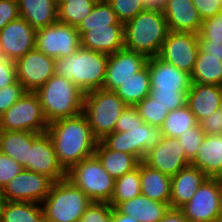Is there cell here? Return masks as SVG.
<instances>
[{"label":"cell","instance_id":"1","mask_svg":"<svg viewBox=\"0 0 222 222\" xmlns=\"http://www.w3.org/2000/svg\"><path fill=\"white\" fill-rule=\"evenodd\" d=\"M46 132L54 145L57 160L66 172L94 155L98 140L93 136L83 113L49 123Z\"/></svg>","mask_w":222,"mask_h":222},{"label":"cell","instance_id":"2","mask_svg":"<svg viewBox=\"0 0 222 222\" xmlns=\"http://www.w3.org/2000/svg\"><path fill=\"white\" fill-rule=\"evenodd\" d=\"M109 55L79 47L71 55L55 58V74L65 77L83 92L103 88Z\"/></svg>","mask_w":222,"mask_h":222},{"label":"cell","instance_id":"3","mask_svg":"<svg viewBox=\"0 0 222 222\" xmlns=\"http://www.w3.org/2000/svg\"><path fill=\"white\" fill-rule=\"evenodd\" d=\"M124 25V48L145 55L158 56L169 31L160 9L146 8Z\"/></svg>","mask_w":222,"mask_h":222},{"label":"cell","instance_id":"4","mask_svg":"<svg viewBox=\"0 0 222 222\" xmlns=\"http://www.w3.org/2000/svg\"><path fill=\"white\" fill-rule=\"evenodd\" d=\"M35 93L48 123L82 113L85 93L65 77L54 74Z\"/></svg>","mask_w":222,"mask_h":222},{"label":"cell","instance_id":"5","mask_svg":"<svg viewBox=\"0 0 222 222\" xmlns=\"http://www.w3.org/2000/svg\"><path fill=\"white\" fill-rule=\"evenodd\" d=\"M92 200L69 179L53 182L41 203L45 222H78Z\"/></svg>","mask_w":222,"mask_h":222},{"label":"cell","instance_id":"6","mask_svg":"<svg viewBox=\"0 0 222 222\" xmlns=\"http://www.w3.org/2000/svg\"><path fill=\"white\" fill-rule=\"evenodd\" d=\"M127 106L114 91L101 88L85 93L82 113L93 136L101 141L114 132L116 121Z\"/></svg>","mask_w":222,"mask_h":222},{"label":"cell","instance_id":"7","mask_svg":"<svg viewBox=\"0 0 222 222\" xmlns=\"http://www.w3.org/2000/svg\"><path fill=\"white\" fill-rule=\"evenodd\" d=\"M66 178L92 201L110 202L115 179L103 168L101 161L95 154L72 166L66 172Z\"/></svg>","mask_w":222,"mask_h":222},{"label":"cell","instance_id":"8","mask_svg":"<svg viewBox=\"0 0 222 222\" xmlns=\"http://www.w3.org/2000/svg\"><path fill=\"white\" fill-rule=\"evenodd\" d=\"M40 100L35 92L26 91L0 116V131L45 133L48 128Z\"/></svg>","mask_w":222,"mask_h":222},{"label":"cell","instance_id":"9","mask_svg":"<svg viewBox=\"0 0 222 222\" xmlns=\"http://www.w3.org/2000/svg\"><path fill=\"white\" fill-rule=\"evenodd\" d=\"M163 138L161 127L144 122L125 132L114 131L106 135L101 142L109 149L132 154L143 161L147 152L158 145Z\"/></svg>","mask_w":222,"mask_h":222},{"label":"cell","instance_id":"10","mask_svg":"<svg viewBox=\"0 0 222 222\" xmlns=\"http://www.w3.org/2000/svg\"><path fill=\"white\" fill-rule=\"evenodd\" d=\"M80 46L77 28L66 23L56 21L36 30L35 47L54 59L71 55Z\"/></svg>","mask_w":222,"mask_h":222},{"label":"cell","instance_id":"11","mask_svg":"<svg viewBox=\"0 0 222 222\" xmlns=\"http://www.w3.org/2000/svg\"><path fill=\"white\" fill-rule=\"evenodd\" d=\"M188 222H216L222 214L219 178H207L181 208Z\"/></svg>","mask_w":222,"mask_h":222},{"label":"cell","instance_id":"12","mask_svg":"<svg viewBox=\"0 0 222 222\" xmlns=\"http://www.w3.org/2000/svg\"><path fill=\"white\" fill-rule=\"evenodd\" d=\"M198 50V34L169 30L158 57L191 75Z\"/></svg>","mask_w":222,"mask_h":222},{"label":"cell","instance_id":"13","mask_svg":"<svg viewBox=\"0 0 222 222\" xmlns=\"http://www.w3.org/2000/svg\"><path fill=\"white\" fill-rule=\"evenodd\" d=\"M53 180L48 176L23 169L1 190L4 201H21L41 204L49 194Z\"/></svg>","mask_w":222,"mask_h":222},{"label":"cell","instance_id":"14","mask_svg":"<svg viewBox=\"0 0 222 222\" xmlns=\"http://www.w3.org/2000/svg\"><path fill=\"white\" fill-rule=\"evenodd\" d=\"M17 81L26 91L35 92L55 74V59L36 47L15 61Z\"/></svg>","mask_w":222,"mask_h":222},{"label":"cell","instance_id":"15","mask_svg":"<svg viewBox=\"0 0 222 222\" xmlns=\"http://www.w3.org/2000/svg\"><path fill=\"white\" fill-rule=\"evenodd\" d=\"M26 170L41 173L54 182L66 178V171L57 160L54 145L47 132L39 134L27 145Z\"/></svg>","mask_w":222,"mask_h":222},{"label":"cell","instance_id":"16","mask_svg":"<svg viewBox=\"0 0 222 222\" xmlns=\"http://www.w3.org/2000/svg\"><path fill=\"white\" fill-rule=\"evenodd\" d=\"M36 30L22 17L0 30V57L16 61L35 48Z\"/></svg>","mask_w":222,"mask_h":222},{"label":"cell","instance_id":"17","mask_svg":"<svg viewBox=\"0 0 222 222\" xmlns=\"http://www.w3.org/2000/svg\"><path fill=\"white\" fill-rule=\"evenodd\" d=\"M148 58L135 51L123 48L111 55L106 66L103 89L114 91L132 74L142 70L147 65Z\"/></svg>","mask_w":222,"mask_h":222},{"label":"cell","instance_id":"18","mask_svg":"<svg viewBox=\"0 0 222 222\" xmlns=\"http://www.w3.org/2000/svg\"><path fill=\"white\" fill-rule=\"evenodd\" d=\"M143 162L170 177L190 165L179 140L170 137H164L158 145L148 151Z\"/></svg>","mask_w":222,"mask_h":222},{"label":"cell","instance_id":"19","mask_svg":"<svg viewBox=\"0 0 222 222\" xmlns=\"http://www.w3.org/2000/svg\"><path fill=\"white\" fill-rule=\"evenodd\" d=\"M151 91H189L191 75L165 62L158 56L147 61Z\"/></svg>","mask_w":222,"mask_h":222},{"label":"cell","instance_id":"20","mask_svg":"<svg viewBox=\"0 0 222 222\" xmlns=\"http://www.w3.org/2000/svg\"><path fill=\"white\" fill-rule=\"evenodd\" d=\"M162 12L170 31L199 33L202 19L192 0H166Z\"/></svg>","mask_w":222,"mask_h":222},{"label":"cell","instance_id":"21","mask_svg":"<svg viewBox=\"0 0 222 222\" xmlns=\"http://www.w3.org/2000/svg\"><path fill=\"white\" fill-rule=\"evenodd\" d=\"M83 48L111 55L124 48V25L108 27H87L80 35Z\"/></svg>","mask_w":222,"mask_h":222},{"label":"cell","instance_id":"22","mask_svg":"<svg viewBox=\"0 0 222 222\" xmlns=\"http://www.w3.org/2000/svg\"><path fill=\"white\" fill-rule=\"evenodd\" d=\"M208 177L196 166L188 165L171 177L170 208L181 209Z\"/></svg>","mask_w":222,"mask_h":222},{"label":"cell","instance_id":"23","mask_svg":"<svg viewBox=\"0 0 222 222\" xmlns=\"http://www.w3.org/2000/svg\"><path fill=\"white\" fill-rule=\"evenodd\" d=\"M221 102L222 86L191 83L186 105L191 109L198 122L220 109Z\"/></svg>","mask_w":222,"mask_h":222},{"label":"cell","instance_id":"24","mask_svg":"<svg viewBox=\"0 0 222 222\" xmlns=\"http://www.w3.org/2000/svg\"><path fill=\"white\" fill-rule=\"evenodd\" d=\"M190 164L209 178L222 177V134L205 135Z\"/></svg>","mask_w":222,"mask_h":222},{"label":"cell","instance_id":"25","mask_svg":"<svg viewBox=\"0 0 222 222\" xmlns=\"http://www.w3.org/2000/svg\"><path fill=\"white\" fill-rule=\"evenodd\" d=\"M115 208L138 222H160L170 206L141 194L131 200L119 203Z\"/></svg>","mask_w":222,"mask_h":222},{"label":"cell","instance_id":"26","mask_svg":"<svg viewBox=\"0 0 222 222\" xmlns=\"http://www.w3.org/2000/svg\"><path fill=\"white\" fill-rule=\"evenodd\" d=\"M18 7L19 16L24 18L35 30L58 21L56 0H18Z\"/></svg>","mask_w":222,"mask_h":222},{"label":"cell","instance_id":"27","mask_svg":"<svg viewBox=\"0 0 222 222\" xmlns=\"http://www.w3.org/2000/svg\"><path fill=\"white\" fill-rule=\"evenodd\" d=\"M141 194L170 206L171 177L140 162Z\"/></svg>","mask_w":222,"mask_h":222},{"label":"cell","instance_id":"28","mask_svg":"<svg viewBox=\"0 0 222 222\" xmlns=\"http://www.w3.org/2000/svg\"><path fill=\"white\" fill-rule=\"evenodd\" d=\"M94 154L113 179H118L136 169L141 162L132 154L107 148L101 141L97 142Z\"/></svg>","mask_w":222,"mask_h":222},{"label":"cell","instance_id":"29","mask_svg":"<svg viewBox=\"0 0 222 222\" xmlns=\"http://www.w3.org/2000/svg\"><path fill=\"white\" fill-rule=\"evenodd\" d=\"M191 83L222 86V60L220 56L198 50Z\"/></svg>","mask_w":222,"mask_h":222},{"label":"cell","instance_id":"30","mask_svg":"<svg viewBox=\"0 0 222 222\" xmlns=\"http://www.w3.org/2000/svg\"><path fill=\"white\" fill-rule=\"evenodd\" d=\"M150 72L148 65L127 79L114 92L128 105L135 106L149 95Z\"/></svg>","mask_w":222,"mask_h":222},{"label":"cell","instance_id":"31","mask_svg":"<svg viewBox=\"0 0 222 222\" xmlns=\"http://www.w3.org/2000/svg\"><path fill=\"white\" fill-rule=\"evenodd\" d=\"M38 135L29 131H0V151L26 169L27 145H31Z\"/></svg>","mask_w":222,"mask_h":222},{"label":"cell","instance_id":"32","mask_svg":"<svg viewBox=\"0 0 222 222\" xmlns=\"http://www.w3.org/2000/svg\"><path fill=\"white\" fill-rule=\"evenodd\" d=\"M0 222H45L41 204L21 201H5Z\"/></svg>","mask_w":222,"mask_h":222},{"label":"cell","instance_id":"33","mask_svg":"<svg viewBox=\"0 0 222 222\" xmlns=\"http://www.w3.org/2000/svg\"><path fill=\"white\" fill-rule=\"evenodd\" d=\"M199 122L191 109L185 105L179 109L169 111L163 125L161 126L164 137L178 138L181 133L197 126Z\"/></svg>","mask_w":222,"mask_h":222},{"label":"cell","instance_id":"34","mask_svg":"<svg viewBox=\"0 0 222 222\" xmlns=\"http://www.w3.org/2000/svg\"><path fill=\"white\" fill-rule=\"evenodd\" d=\"M98 0H62L58 3V21L78 27Z\"/></svg>","mask_w":222,"mask_h":222},{"label":"cell","instance_id":"35","mask_svg":"<svg viewBox=\"0 0 222 222\" xmlns=\"http://www.w3.org/2000/svg\"><path fill=\"white\" fill-rule=\"evenodd\" d=\"M141 195L140 163L138 167L122 177L115 179L114 191L110 200L112 207Z\"/></svg>","mask_w":222,"mask_h":222},{"label":"cell","instance_id":"36","mask_svg":"<svg viewBox=\"0 0 222 222\" xmlns=\"http://www.w3.org/2000/svg\"><path fill=\"white\" fill-rule=\"evenodd\" d=\"M108 25H123L107 0H98L90 14L77 27L79 35L87 31V27H108Z\"/></svg>","mask_w":222,"mask_h":222},{"label":"cell","instance_id":"37","mask_svg":"<svg viewBox=\"0 0 222 222\" xmlns=\"http://www.w3.org/2000/svg\"><path fill=\"white\" fill-rule=\"evenodd\" d=\"M144 122L151 126L161 127L169 111L149 95L134 106Z\"/></svg>","mask_w":222,"mask_h":222},{"label":"cell","instance_id":"38","mask_svg":"<svg viewBox=\"0 0 222 222\" xmlns=\"http://www.w3.org/2000/svg\"><path fill=\"white\" fill-rule=\"evenodd\" d=\"M121 23H126L146 9L144 0H107Z\"/></svg>","mask_w":222,"mask_h":222},{"label":"cell","instance_id":"39","mask_svg":"<svg viewBox=\"0 0 222 222\" xmlns=\"http://www.w3.org/2000/svg\"><path fill=\"white\" fill-rule=\"evenodd\" d=\"M198 42L222 43V12L202 21Z\"/></svg>","mask_w":222,"mask_h":222},{"label":"cell","instance_id":"40","mask_svg":"<svg viewBox=\"0 0 222 222\" xmlns=\"http://www.w3.org/2000/svg\"><path fill=\"white\" fill-rule=\"evenodd\" d=\"M204 138L205 134L201 130L200 124L191 129H188L186 133H181V135L177 138L181 143L183 151L189 162L194 159L198 148L203 142Z\"/></svg>","mask_w":222,"mask_h":222},{"label":"cell","instance_id":"41","mask_svg":"<svg viewBox=\"0 0 222 222\" xmlns=\"http://www.w3.org/2000/svg\"><path fill=\"white\" fill-rule=\"evenodd\" d=\"M112 212L109 202L92 201L78 222H111Z\"/></svg>","mask_w":222,"mask_h":222},{"label":"cell","instance_id":"42","mask_svg":"<svg viewBox=\"0 0 222 222\" xmlns=\"http://www.w3.org/2000/svg\"><path fill=\"white\" fill-rule=\"evenodd\" d=\"M188 91H150L149 96L166 106L168 111L179 109L186 105Z\"/></svg>","mask_w":222,"mask_h":222},{"label":"cell","instance_id":"43","mask_svg":"<svg viewBox=\"0 0 222 222\" xmlns=\"http://www.w3.org/2000/svg\"><path fill=\"white\" fill-rule=\"evenodd\" d=\"M23 169L20 163L0 151V190Z\"/></svg>","mask_w":222,"mask_h":222},{"label":"cell","instance_id":"44","mask_svg":"<svg viewBox=\"0 0 222 222\" xmlns=\"http://www.w3.org/2000/svg\"><path fill=\"white\" fill-rule=\"evenodd\" d=\"M26 92L24 87L16 81L14 84L0 89V116L5 113Z\"/></svg>","mask_w":222,"mask_h":222},{"label":"cell","instance_id":"45","mask_svg":"<svg viewBox=\"0 0 222 222\" xmlns=\"http://www.w3.org/2000/svg\"><path fill=\"white\" fill-rule=\"evenodd\" d=\"M144 121L134 106H127L115 124L114 131L125 132L132 127L140 126Z\"/></svg>","mask_w":222,"mask_h":222},{"label":"cell","instance_id":"46","mask_svg":"<svg viewBox=\"0 0 222 222\" xmlns=\"http://www.w3.org/2000/svg\"><path fill=\"white\" fill-rule=\"evenodd\" d=\"M17 81L15 61L0 57V89Z\"/></svg>","mask_w":222,"mask_h":222},{"label":"cell","instance_id":"47","mask_svg":"<svg viewBox=\"0 0 222 222\" xmlns=\"http://www.w3.org/2000/svg\"><path fill=\"white\" fill-rule=\"evenodd\" d=\"M199 124L205 135L222 134L221 109L215 110L213 113L202 119Z\"/></svg>","mask_w":222,"mask_h":222},{"label":"cell","instance_id":"48","mask_svg":"<svg viewBox=\"0 0 222 222\" xmlns=\"http://www.w3.org/2000/svg\"><path fill=\"white\" fill-rule=\"evenodd\" d=\"M18 17V0H0V30Z\"/></svg>","mask_w":222,"mask_h":222},{"label":"cell","instance_id":"49","mask_svg":"<svg viewBox=\"0 0 222 222\" xmlns=\"http://www.w3.org/2000/svg\"><path fill=\"white\" fill-rule=\"evenodd\" d=\"M202 21L222 12V2L220 0H192Z\"/></svg>","mask_w":222,"mask_h":222},{"label":"cell","instance_id":"50","mask_svg":"<svg viewBox=\"0 0 222 222\" xmlns=\"http://www.w3.org/2000/svg\"><path fill=\"white\" fill-rule=\"evenodd\" d=\"M160 222H188L181 209L169 208Z\"/></svg>","mask_w":222,"mask_h":222},{"label":"cell","instance_id":"51","mask_svg":"<svg viewBox=\"0 0 222 222\" xmlns=\"http://www.w3.org/2000/svg\"><path fill=\"white\" fill-rule=\"evenodd\" d=\"M199 48L205 53L220 56L222 60V43L199 42Z\"/></svg>","mask_w":222,"mask_h":222},{"label":"cell","instance_id":"52","mask_svg":"<svg viewBox=\"0 0 222 222\" xmlns=\"http://www.w3.org/2000/svg\"><path fill=\"white\" fill-rule=\"evenodd\" d=\"M111 222H138V221L129 215L120 213L115 207H113Z\"/></svg>","mask_w":222,"mask_h":222},{"label":"cell","instance_id":"53","mask_svg":"<svg viewBox=\"0 0 222 222\" xmlns=\"http://www.w3.org/2000/svg\"><path fill=\"white\" fill-rule=\"evenodd\" d=\"M146 8L162 10L166 0H144Z\"/></svg>","mask_w":222,"mask_h":222},{"label":"cell","instance_id":"54","mask_svg":"<svg viewBox=\"0 0 222 222\" xmlns=\"http://www.w3.org/2000/svg\"><path fill=\"white\" fill-rule=\"evenodd\" d=\"M219 189H220L221 210H222V177H219Z\"/></svg>","mask_w":222,"mask_h":222},{"label":"cell","instance_id":"55","mask_svg":"<svg viewBox=\"0 0 222 222\" xmlns=\"http://www.w3.org/2000/svg\"><path fill=\"white\" fill-rule=\"evenodd\" d=\"M4 202H5L4 201V197H3V194H2V192L0 190V213L2 211V206H3Z\"/></svg>","mask_w":222,"mask_h":222},{"label":"cell","instance_id":"56","mask_svg":"<svg viewBox=\"0 0 222 222\" xmlns=\"http://www.w3.org/2000/svg\"><path fill=\"white\" fill-rule=\"evenodd\" d=\"M216 222H222V214L220 215V217L217 219Z\"/></svg>","mask_w":222,"mask_h":222}]
</instances>
